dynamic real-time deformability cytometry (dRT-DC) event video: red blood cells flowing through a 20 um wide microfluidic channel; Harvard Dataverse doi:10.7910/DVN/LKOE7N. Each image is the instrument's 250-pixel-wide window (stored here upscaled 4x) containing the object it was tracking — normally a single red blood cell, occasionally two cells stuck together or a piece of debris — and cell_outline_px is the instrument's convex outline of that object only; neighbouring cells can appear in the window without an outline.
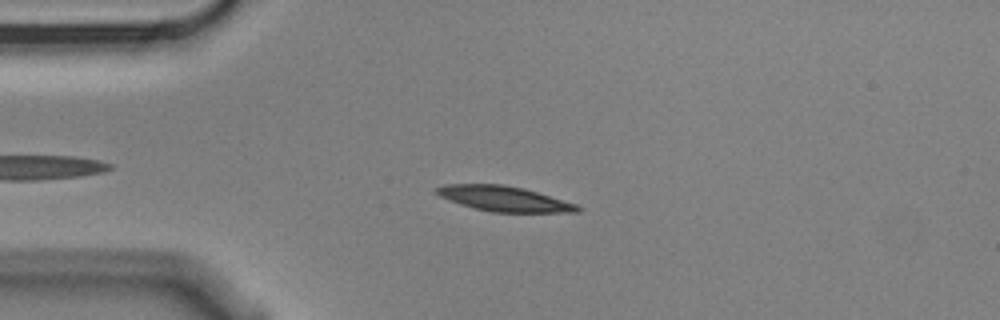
{"species": "Egyptian fruit bat (a non-hibernating species)", "species_latin": "Rousettus aegyptiacus", "temperature_condition": "cold", "stored_images_in_passage": 3, "camera_frame_rate_fps": 3000, "um_per_image_px": 0.085, "animal": {"sex": "male"}, "frame": {"image": 1, "passage_image": 2, "time_ms": 0.333, "image_size_px": [1000, 320], "cell_outline_px": [[584, 208], [580, 212], [492, 212], [460, 204], [448, 200], [432, 192], [436, 188], [444, 184], [504, 184], [524, 188], [576, 204]], "centroid_in_image_um": [42.83, 16.88], "position_along_channel_um": 42.2, "area_um2": 20.69}}